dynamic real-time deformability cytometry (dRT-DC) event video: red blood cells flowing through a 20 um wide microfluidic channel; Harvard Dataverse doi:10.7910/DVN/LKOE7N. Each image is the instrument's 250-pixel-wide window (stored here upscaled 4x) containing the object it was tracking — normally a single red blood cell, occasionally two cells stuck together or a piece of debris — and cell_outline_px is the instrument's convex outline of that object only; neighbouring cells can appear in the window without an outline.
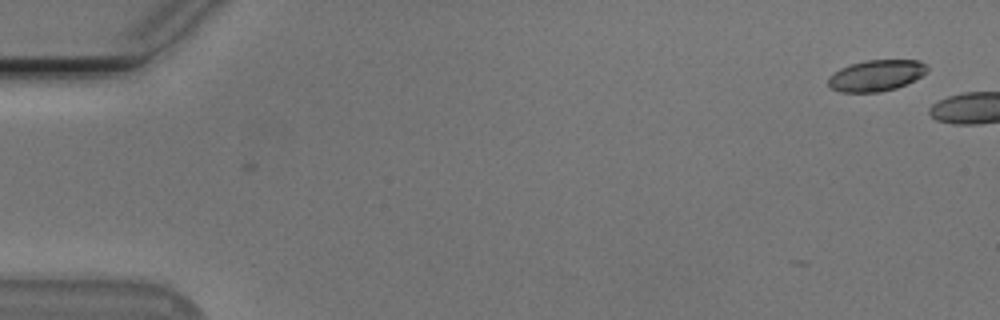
{"species": "Egyptian fruit bat (a non-hibernating species)", "species_latin": "Rousettus aegyptiacus", "temperature_condition": "cold", "stored_images_in_passage": 7, "camera_frame_rate_fps": 3000, "um_per_image_px": 0.085, "animal": {"sex": "male"}, "frame": {"image": 1, "passage_image": 1, "time_ms": 0.0, "image_size_px": [1000, 320], "cell_outline_px": [[928, 72], [896, 88], [880, 92], [840, 92], [832, 88], [828, 84], [828, 76], [840, 68], [864, 60], [920, 60], [928, 68]], "centroid_in_image_um": [74.45, 6.41], "position_along_channel_um": 10.5, "area_um2": 17.86}}